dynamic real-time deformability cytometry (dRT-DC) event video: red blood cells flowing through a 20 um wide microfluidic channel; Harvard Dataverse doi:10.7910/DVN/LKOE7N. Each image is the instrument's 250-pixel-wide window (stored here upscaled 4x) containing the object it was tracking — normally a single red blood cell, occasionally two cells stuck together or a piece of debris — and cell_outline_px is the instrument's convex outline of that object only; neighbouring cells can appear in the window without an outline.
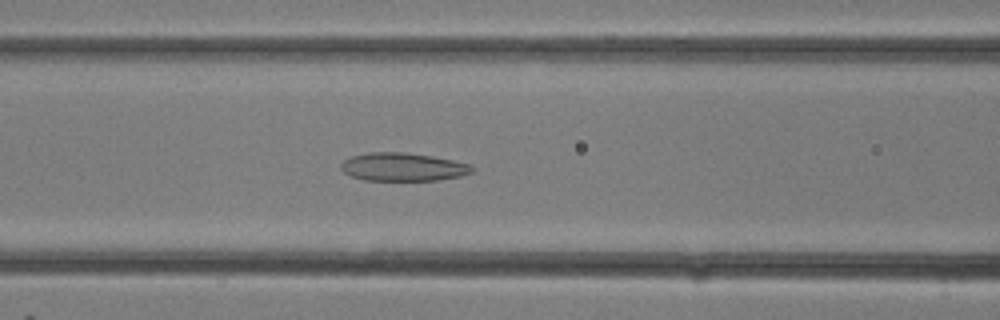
{"species": "common noctule bat (a hibernating species)", "species_latin": "Nyctalus noctula", "temperature_condition": "room temperature", "stored_images_in_passage": 30, "camera_frame_rate_fps": 3000, "um_per_image_px": 0.085, "animal": {"sex": "female"}, "frame": {"image": 1, "passage_image": 12, "time_ms": 3.667, "image_size_px": [1000, 320], "cell_outline_px": [[476, 168], [472, 172], [460, 176], [436, 180], [364, 180], [352, 176], [344, 172], [340, 168], [340, 164], [344, 160], [352, 156], [368, 152], [404, 152], [432, 156], [452, 160], [468, 164]], "centroid_in_image_um": [34.23, 14.18], "position_along_channel_um": 132.4, "area_um2": 21.44}}
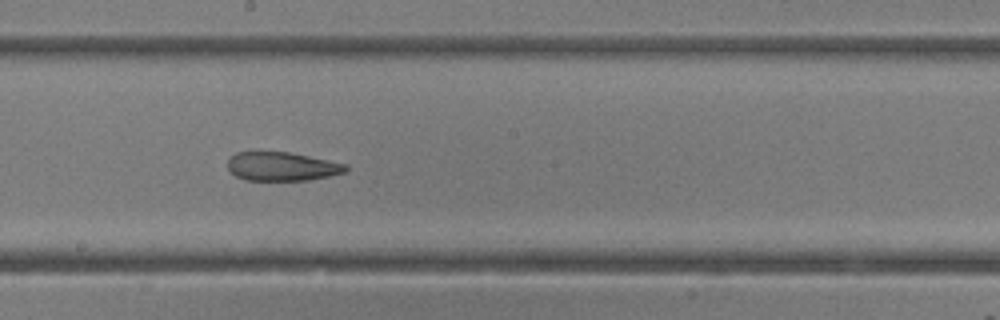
{"frame": {"image": 2, "passage_image": 16, "time_ms": 5.0, "image_size_px": [1000, 320], "cell_outline_px": [[348, 172], [308, 180], [248, 180], [236, 176], [228, 168], [228, 156], [236, 152], [288, 152], [348, 164]], "centroid_in_image_um": [23.98, 14.14], "position_along_channel_um": 224.2, "area_um2": 19.77}}
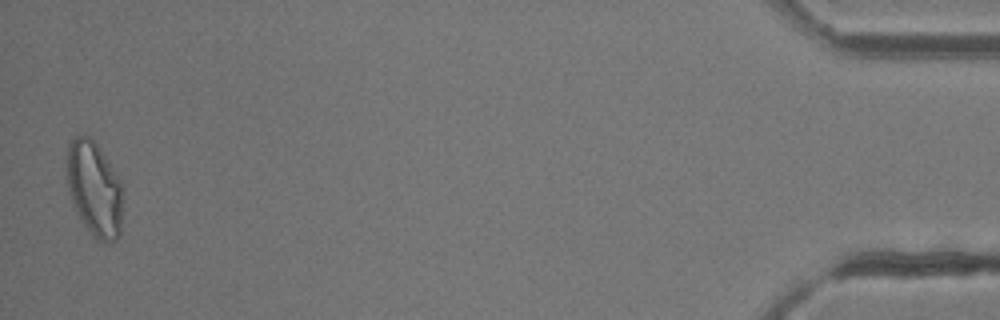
{"frame": {"image": 3, "passage_image": 29, "time_ms": 9.333, "image_size_px": [1000, 320], "cell_outline_px": [[124, 192], [120, 236], [116, 240], [100, 240], [92, 236], [80, 220], [76, 212], [68, 188], [68, 144], [76, 136], [88, 136], [96, 144], [120, 180], [124, 188]], "centroid_in_image_um": [8.06, 16.1], "position_along_channel_um": 427.1, "area_um2": 30.75}}